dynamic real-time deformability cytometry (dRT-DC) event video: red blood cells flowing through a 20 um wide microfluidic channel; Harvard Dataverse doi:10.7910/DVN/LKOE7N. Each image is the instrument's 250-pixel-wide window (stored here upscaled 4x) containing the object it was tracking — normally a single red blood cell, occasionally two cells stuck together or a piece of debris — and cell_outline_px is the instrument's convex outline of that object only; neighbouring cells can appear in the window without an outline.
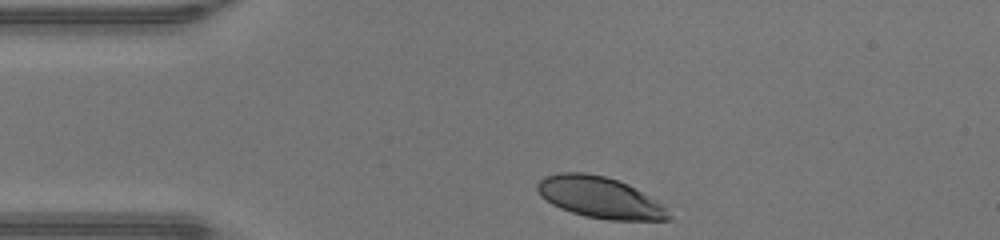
{"species": "human", "species_latin": "Homo sapiens", "temperature_condition": "warm", "stored_images_in_passage": 29, "camera_frame_rate_fps": 3000, "um_per_image_px": 0.085, "donor": {"sex": "male"}, "frame": {"image": 1, "passage_image": 1, "time_ms": 0.0, "image_size_px": [1000, 240], "cell_outline_px": [[672, 220], [608, 220], [584, 216], [560, 208], [552, 204], [540, 196], [536, 188], [536, 184], [544, 176], [560, 172], [584, 172], [604, 176], [628, 184], [636, 188], [664, 204], [672, 216]], "centroid_in_image_um": [51.01, 16.79], "position_along_channel_um": 34.0, "area_um2": 31.85}}
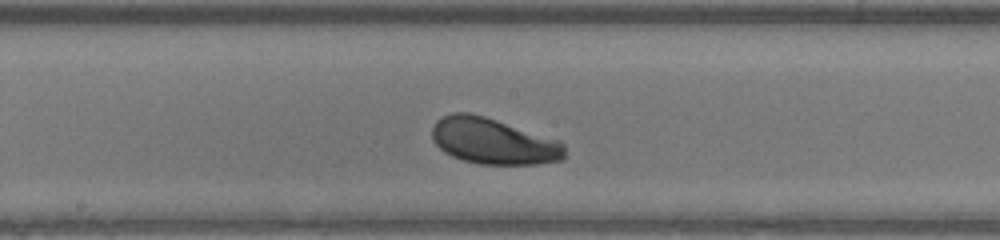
{"frame": {"image": 2, "passage_image": 16, "time_ms": 5.0, "image_size_px": [1000, 240], "cell_outline_px": [[564, 160], [536, 164], [480, 164], [464, 160], [452, 156], [444, 152], [432, 140], [432, 128], [436, 120], [452, 112], [468, 112], [484, 116], [560, 140], [564, 144]], "centroid_in_image_um": [41.93, 12.0], "position_along_channel_um": 206.3, "area_um2": 35.6}}
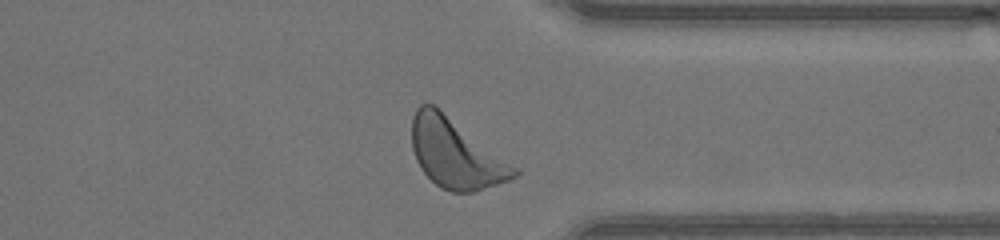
{"frame": {"image": 3, "passage_image": 28, "time_ms": 9.0, "image_size_px": [1000, 240], "cell_outline_px": [[520, 172], [516, 176], [508, 180], [472, 192], [452, 192], [440, 188], [420, 168], [416, 160], [412, 148], [412, 116], [416, 108], [420, 104], [432, 104], [520, 168]], "centroid_in_image_um": [38.74, 13.06], "position_along_channel_um": 372.7, "area_um2": 41.04}, "authors_computed_cell_mechanics": {"area_um2": 35.2002, "velocity_mm_per_s": 4.2791, "shape_relaxation_time_tau1_ms": 0.779, "shape_relaxation_time_tau2_ms": null, "deformation_change_tau1": 0.0895, "deformation_change_tau2": null}}